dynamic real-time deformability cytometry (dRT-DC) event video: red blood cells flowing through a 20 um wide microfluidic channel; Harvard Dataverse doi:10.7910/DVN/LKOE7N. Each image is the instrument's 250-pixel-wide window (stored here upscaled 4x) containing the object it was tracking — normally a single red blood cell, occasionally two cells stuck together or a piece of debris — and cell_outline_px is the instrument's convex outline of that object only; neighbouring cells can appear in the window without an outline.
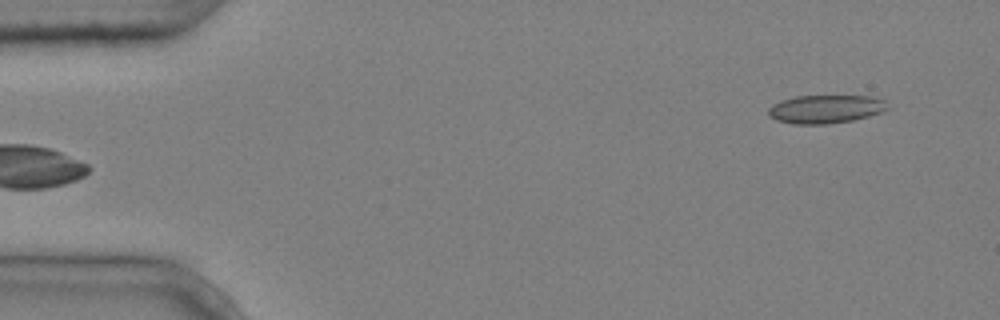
{"species": "common noctule bat (a hibernating species)", "species_latin": "Nyctalus noctula", "temperature_condition": "cold", "stored_images_in_passage": 5, "camera_frame_rate_fps": 3000, "um_per_image_px": 0.085, "animal": {"sex": "male", "body_mass_g": 20.4}, "frame": {"image": 1, "passage_image": 5, "time_ms": 1.333, "image_size_px": [1000, 320], "cell_outline_px": [[888, 108], [884, 112], [852, 120], [828, 124], [792, 124], [776, 120], [768, 116], [768, 108], [772, 104], [780, 100], [796, 96], [872, 96], [884, 100]], "centroid_in_image_um": [70.14, 9.27], "position_along_channel_um": 14.9, "area_um2": 19.83}}